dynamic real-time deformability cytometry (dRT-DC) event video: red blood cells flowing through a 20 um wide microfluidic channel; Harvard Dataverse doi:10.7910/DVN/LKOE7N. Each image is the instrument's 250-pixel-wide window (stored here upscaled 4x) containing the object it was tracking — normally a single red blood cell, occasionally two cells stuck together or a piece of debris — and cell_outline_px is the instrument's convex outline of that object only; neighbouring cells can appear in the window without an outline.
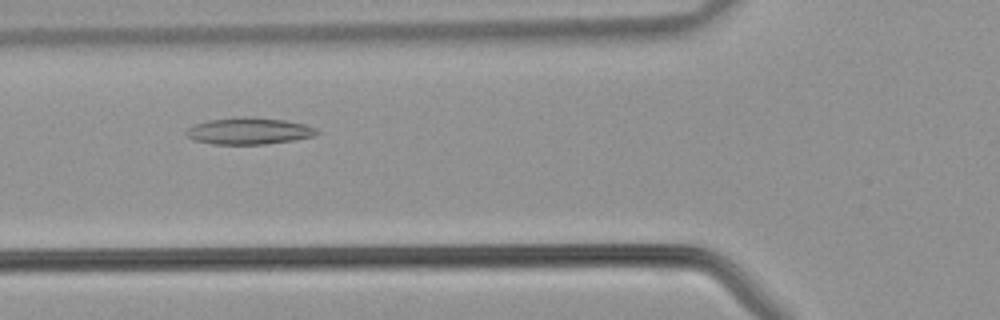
{"species": "common noctule bat (a hibernating species)", "species_latin": "Nyctalus noctula", "temperature_condition": "warm", "stored_images_in_passage": 27, "camera_frame_rate_fps": 3000, "um_per_image_px": 0.085, "animal": {"sex": "male", "body_mass_g": 21.5, "forearm_length_mm": 52.0}, "frame": {"image": 1, "passage_image": 5, "time_ms": 1.333, "image_size_px": [1000, 320], "cell_outline_px": [[320, 132], [312, 136], [292, 140], [264, 144], [212, 144], [192, 140], [184, 132], [192, 124], [208, 120], [240, 116], [248, 116], [284, 120], [304, 124], [316, 128]], "centroid_in_image_um": [21.1, 11.12], "position_along_channel_um": 104.7, "area_um2": 20.4}}
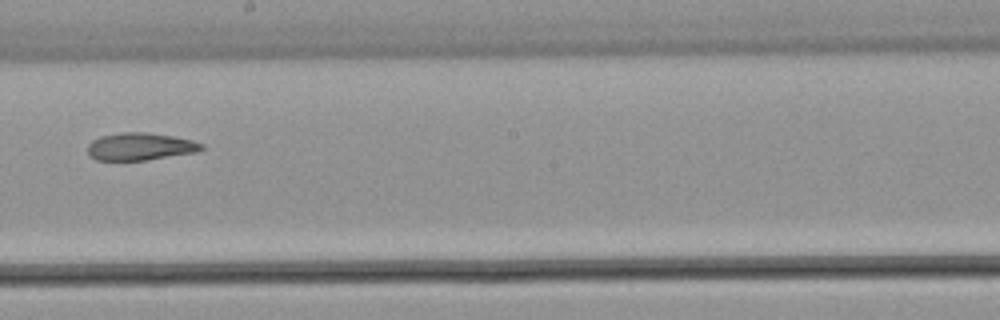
{"frame": {"image": 2, "passage_image": 13, "time_ms": 4.0, "image_size_px": [1000, 320], "cell_outline_px": [[204, 148], [196, 152], [144, 160], [96, 160], [88, 156], [88, 144], [92, 140], [100, 136], [120, 132], [144, 132], [172, 136], [192, 140], [204, 144]], "centroid_in_image_um": [11.88, 12.45], "position_along_channel_um": 236.3, "area_um2": 18.21}}
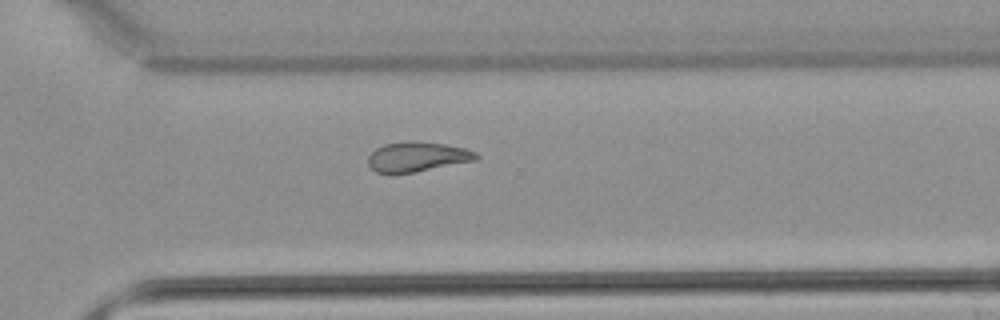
{"frame": {"image": 3, "passage_image": 19, "time_ms": 6.0, "image_size_px": [1000, 320], "cell_outline_px": [[480, 156], [476, 160], [416, 172], [376, 172], [368, 164], [368, 156], [376, 148], [384, 144], [444, 144], [464, 148], [476, 152]], "centroid_in_image_um": [35.5, 13.36], "position_along_channel_um": 335.1, "area_um2": 17.74}}